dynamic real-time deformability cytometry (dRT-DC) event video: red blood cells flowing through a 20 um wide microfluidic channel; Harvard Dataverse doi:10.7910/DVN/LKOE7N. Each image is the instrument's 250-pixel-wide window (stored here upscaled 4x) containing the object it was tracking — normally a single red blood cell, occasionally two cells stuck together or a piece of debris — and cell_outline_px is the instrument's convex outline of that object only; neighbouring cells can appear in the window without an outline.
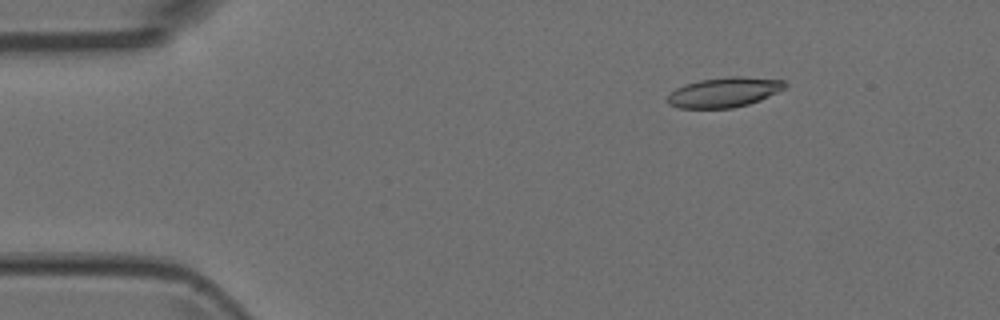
{"species": "Egyptian fruit bat (a non-hibernating species)", "species_latin": "Rousettus aegyptiacus", "temperature_condition": "room temperature", "stored_images_in_passage": 6, "camera_frame_rate_fps": 3000, "um_per_image_px": 0.085, "animal": {"sex": "female"}, "frame": {"image": 1, "passage_image": 3, "time_ms": 0.667, "image_size_px": [1000, 320], "cell_outline_px": [[788, 88], [760, 100], [748, 104], [732, 108], [680, 108], [668, 104], [668, 96], [676, 88], [684, 84], [700, 80], [728, 76], [740, 76], [784, 80], [788, 84]], "centroid_in_image_um": [61.6, 7.83], "position_along_channel_um": 23.4, "area_um2": 20.58}}